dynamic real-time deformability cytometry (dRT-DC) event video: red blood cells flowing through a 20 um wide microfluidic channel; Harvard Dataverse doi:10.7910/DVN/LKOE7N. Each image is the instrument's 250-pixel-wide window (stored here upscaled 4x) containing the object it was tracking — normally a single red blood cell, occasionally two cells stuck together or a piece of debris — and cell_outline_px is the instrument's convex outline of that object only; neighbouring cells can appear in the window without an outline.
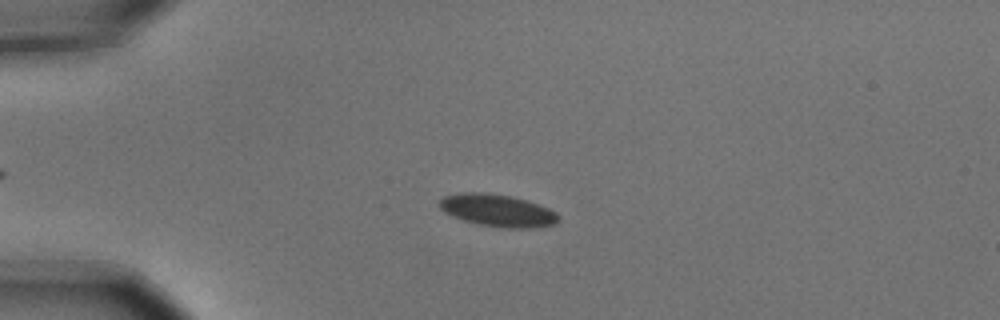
{"species": "common noctule bat (a hibernating species)", "species_latin": "Nyctalus noctula", "temperature_condition": "cold", "stored_images_in_passage": 4, "camera_frame_rate_fps": 3000, "um_per_image_px": 0.085, "animal": {"sex": "male", "body_mass_g": 15.6}, "frame": {"image": 1, "passage_image": 4, "time_ms": 1.0, "image_size_px": [1000, 320], "cell_outline_px": [[560, 220], [556, 224], [532, 228], [504, 228], [480, 224], [464, 220], [452, 216], [444, 212], [440, 208], [440, 200], [444, 196], [464, 192], [484, 192], [512, 196], [528, 200], [548, 208], [556, 212], [560, 216]], "centroid_in_image_um": [42.34, 17.89], "position_along_channel_um": 42.7, "area_um2": 22.48}}